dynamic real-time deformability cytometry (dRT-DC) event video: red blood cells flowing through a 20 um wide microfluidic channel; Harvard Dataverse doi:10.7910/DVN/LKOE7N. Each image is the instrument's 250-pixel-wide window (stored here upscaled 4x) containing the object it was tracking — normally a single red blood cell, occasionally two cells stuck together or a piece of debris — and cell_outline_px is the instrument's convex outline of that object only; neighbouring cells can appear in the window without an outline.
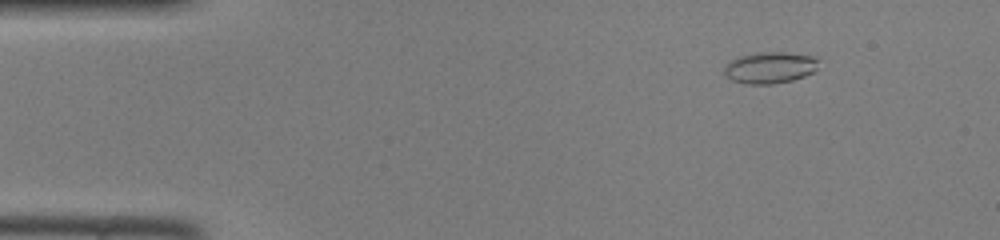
{"species": "common noctule bat (a hibernating species)", "species_latin": "Nyctalus noctula", "temperature_condition": "room temperature", "stored_images_in_passage": 43, "camera_frame_rate_fps": 3000, "um_per_image_px": 0.085, "animal": {"sex": "female", "body_mass_g": 22.0, "forearm_length_mm": 56.7}, "frame": {"image": 1, "passage_image": 2, "time_ms": 0.333, "image_size_px": [1000, 240], "cell_outline_px": [[820, 60], [816, 68], [812, 72], [804, 76], [792, 80], [772, 84], [748, 84], [732, 80], [724, 72], [724, 68], [732, 60], [740, 56], [764, 52], [784, 52], [812, 56]], "centroid_in_image_um": [65.47, 5.75], "position_along_channel_um": 19.5, "area_um2": 16.99}}
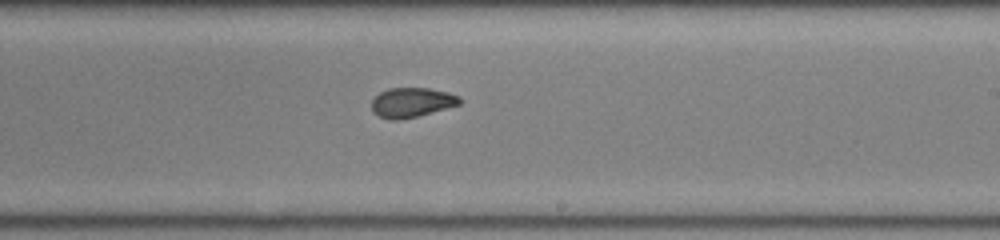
{"frame": {"image": 2, "passage_image": 24, "time_ms": 7.667, "image_size_px": [1000, 240], "cell_outline_px": [[460, 104], [416, 116], [400, 120], [388, 120], [372, 112], [372, 100], [380, 92], [388, 88], [428, 88], [448, 92], [460, 96]], "centroid_in_image_um": [34.97, 8.7], "position_along_channel_um": 254.0, "area_um2": 15.09}}
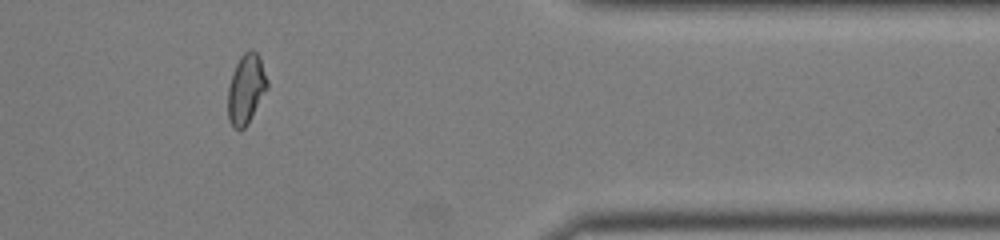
{"frame": {"image": 3, "passage_image": 35, "time_ms": 11.333, "image_size_px": [1000, 240], "cell_outline_px": [[268, 88], [244, 128], [240, 132], [232, 128], [228, 120], [228, 88], [236, 64], [240, 56], [244, 52], [252, 48], [256, 52], [260, 60], [268, 80]], "centroid_in_image_um": [20.9, 7.59], "position_along_channel_um": 390.5, "area_um2": 15.9}}